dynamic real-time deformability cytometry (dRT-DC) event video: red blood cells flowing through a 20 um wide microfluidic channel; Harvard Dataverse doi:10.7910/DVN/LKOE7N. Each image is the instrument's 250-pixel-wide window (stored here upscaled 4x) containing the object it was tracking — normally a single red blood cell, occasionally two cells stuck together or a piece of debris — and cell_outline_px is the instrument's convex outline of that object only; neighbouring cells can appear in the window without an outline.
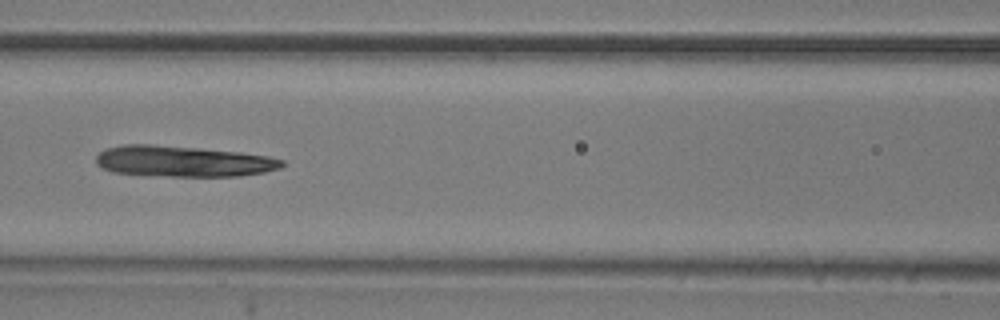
{"species": "common noctule bat (a hibernating species)", "species_latin": "Nyctalus noctula", "temperature_condition": "room temperature", "stored_images_in_passage": 36, "camera_frame_rate_fps": 3000, "um_per_image_px": 0.085, "animal": {"sex": "male", "body_mass_g": 20.5, "forearm_length_mm": 52.5}, "frame": {"image": 1, "passage_image": 21, "time_ms": 6.667, "image_size_px": [1000, 320], "cell_outline_px": [[284, 164], [280, 168], [264, 172], [240, 176], [172, 176], [112, 172], [96, 164], [96, 156], [100, 152], [108, 148], [124, 144], [148, 144], [196, 148], [240, 152], [268, 156], [284, 160]], "centroid_in_image_um": [15.58, 13.71], "position_along_channel_um": 151.0, "area_um2": 33.23}}